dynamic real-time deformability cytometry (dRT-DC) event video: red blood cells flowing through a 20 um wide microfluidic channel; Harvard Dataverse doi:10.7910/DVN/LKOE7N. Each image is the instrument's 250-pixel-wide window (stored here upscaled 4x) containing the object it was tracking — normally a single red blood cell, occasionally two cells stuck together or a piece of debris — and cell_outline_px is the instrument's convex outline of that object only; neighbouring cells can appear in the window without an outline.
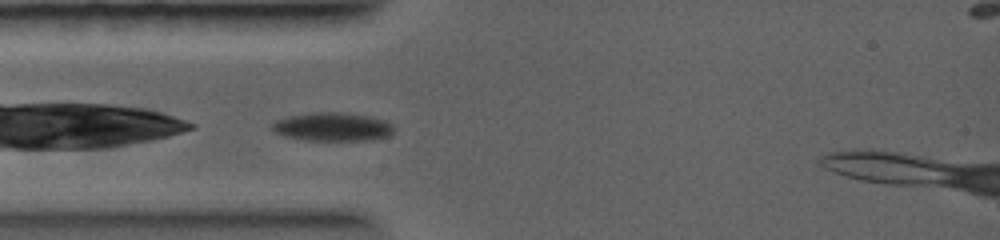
{"species": "common noctule bat (a hibernating species)", "species_latin": "Nyctalus noctula", "temperature_condition": "warm", "stored_images_in_passage": 8, "camera_frame_rate_fps": 5000, "um_per_image_px": 0.085, "animal": {"sex": "female", "body_mass_g": 19.0, "forearm_length_mm": 56.7}, "frame": {"image": 1, "passage_image": 1, "time_ms": 0.0, "image_size_px": [1000, 240], "cell_outline_px": [[392, 132], [388, 136], [372, 140], [308, 140], [284, 136], [276, 132], [272, 128], [272, 124], [276, 120], [288, 116], [308, 112], [340, 112], [372, 116], [384, 120], [392, 124]], "centroid_in_image_um": [28.26, 10.76], "position_along_channel_um": 56.7, "area_um2": 20.23}}
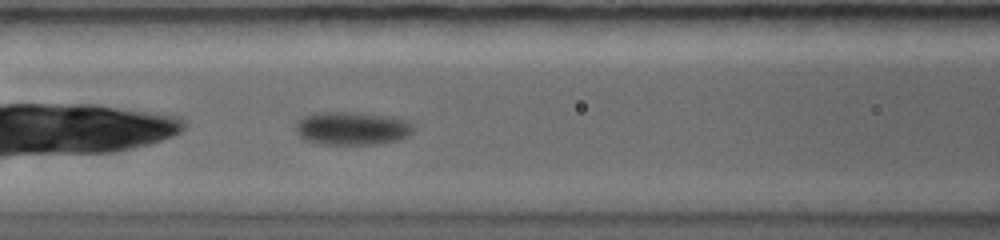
{"frame": {"image": 2, "passage_image": 4, "time_ms": 1.6, "image_size_px": [1000, 240], "cell_outline_px": [[412, 132], [408, 136], [400, 140], [376, 144], [324, 144], [300, 140], [296, 132], [296, 120], [312, 112], [360, 112], [392, 116], [408, 120], [412, 124]], "centroid_in_image_um": [29.89, 10.9], "position_along_channel_um": 136.7, "area_um2": 23.35}}
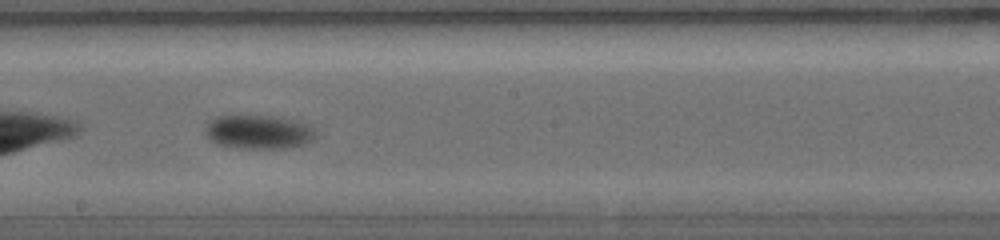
{"frame": {"image": 3, "passage_image": 7, "time_ms": 3.4, "image_size_px": [1000, 240], "cell_outline_px": [[316, 136], [308, 144], [292, 148], [240, 148], [216, 144], [208, 140], [204, 132], [204, 128], [208, 120], [216, 116], [276, 116], [300, 120], [308, 124], [316, 132]], "centroid_in_image_um": [21.98, 11.22], "position_along_channel_um": 226.2, "area_um2": 22.43}}